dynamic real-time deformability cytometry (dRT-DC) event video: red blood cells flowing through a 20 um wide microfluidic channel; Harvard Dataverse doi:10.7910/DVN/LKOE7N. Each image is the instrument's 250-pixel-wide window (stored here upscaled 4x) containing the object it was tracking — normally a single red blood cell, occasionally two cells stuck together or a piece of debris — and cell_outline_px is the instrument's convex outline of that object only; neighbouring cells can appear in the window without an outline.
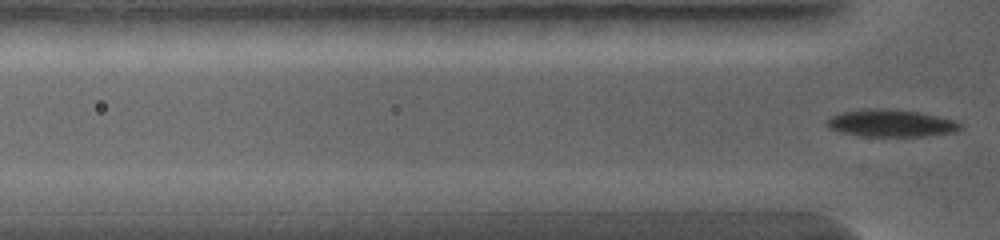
{"species": "common noctule bat (a hibernating species)", "species_latin": "Nyctalus noctula", "temperature_condition": "warm", "stored_images_in_passage": 2, "camera_frame_rate_fps": 5000, "um_per_image_px": 0.085, "animal": {"sex": "female", "body_mass_g": 19.0, "forearm_length_mm": 56.7}, "frame": {"image": 1, "passage_image": 2, "time_ms": 0.2, "image_size_px": [1000, 240], "cell_outline_px": [[964, 128], [956, 132], [928, 136], [864, 136], [840, 132], [828, 128], [824, 124], [832, 116], [844, 112], [864, 108], [892, 108], [920, 112], [940, 116], [956, 120], [964, 124]], "centroid_in_image_um": [75.82, 10.46], "position_along_channel_um": 50.0, "area_um2": 21.68}}